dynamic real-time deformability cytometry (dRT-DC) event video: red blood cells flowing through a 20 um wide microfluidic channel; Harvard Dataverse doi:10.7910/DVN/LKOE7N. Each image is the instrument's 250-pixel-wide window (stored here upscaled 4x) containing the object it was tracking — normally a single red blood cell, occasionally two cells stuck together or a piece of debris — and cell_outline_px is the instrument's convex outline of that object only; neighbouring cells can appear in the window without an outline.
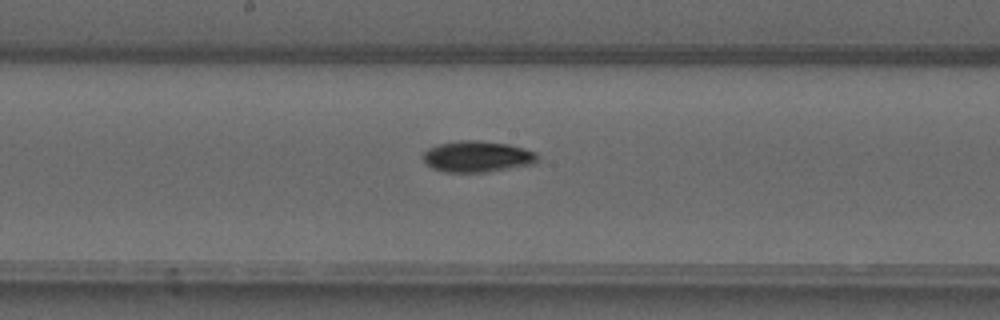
{"species": "common noctule bat (a hibernating species)", "species_latin": "Nyctalus noctula", "temperature_condition": "warm", "stored_images_in_passage": 44, "camera_frame_rate_fps": 3000, "um_per_image_px": 0.085, "animal": {"sex": "male", "forearm_length_mm": 52.5}, "frame": {"image": 1, "passage_image": 20, "time_ms": 6.333, "image_size_px": [1000, 320], "cell_outline_px": [[540, 156], [532, 164], [488, 172], [444, 172], [432, 168], [420, 156], [428, 148], [440, 144], [460, 140], [480, 140], [508, 144], [524, 148], [536, 152]], "centroid_in_image_um": [40.56, 13.3], "position_along_channel_um": 207.6, "area_um2": 20.87}}
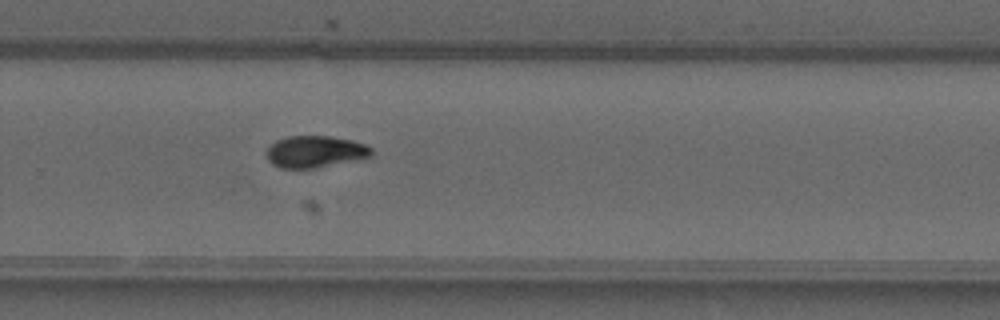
{"frame": {"image": 2, "passage_image": 27, "time_ms": 8.667, "image_size_px": [1000, 320], "cell_outline_px": [[372, 156], [316, 168], [280, 168], [272, 164], [268, 160], [268, 144], [276, 140], [288, 136], [328, 136], [352, 140], [364, 144], [372, 148]], "centroid_in_image_um": [26.76, 12.89], "position_along_channel_um": 303.0, "area_um2": 19.36}}
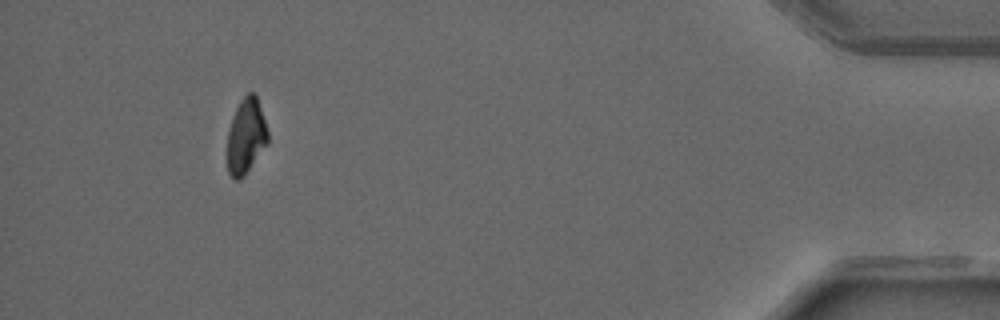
{"frame": {"image": 3, "passage_image": 40, "time_ms": 13.0, "image_size_px": [1000, 320], "cell_outline_px": [[268, 140], [244, 176], [240, 180], [236, 180], [228, 172], [228, 132], [232, 116], [240, 100], [248, 92], [252, 92], [256, 96], [268, 132]], "centroid_in_image_um": [20.89, 11.56], "position_along_channel_um": 414.3, "area_um2": 17.28}, "authors_computed_cell_mechanics": {"area_um2": 19.4786, "velocity_mm_per_s": 4.0952, "shape_relaxation_time_tau1_ms": 10.3903, "shape_relaxation_time_tau2_ms": null, "deformation_change_tau1": 0.2481, "deformation_change_tau2": null}}